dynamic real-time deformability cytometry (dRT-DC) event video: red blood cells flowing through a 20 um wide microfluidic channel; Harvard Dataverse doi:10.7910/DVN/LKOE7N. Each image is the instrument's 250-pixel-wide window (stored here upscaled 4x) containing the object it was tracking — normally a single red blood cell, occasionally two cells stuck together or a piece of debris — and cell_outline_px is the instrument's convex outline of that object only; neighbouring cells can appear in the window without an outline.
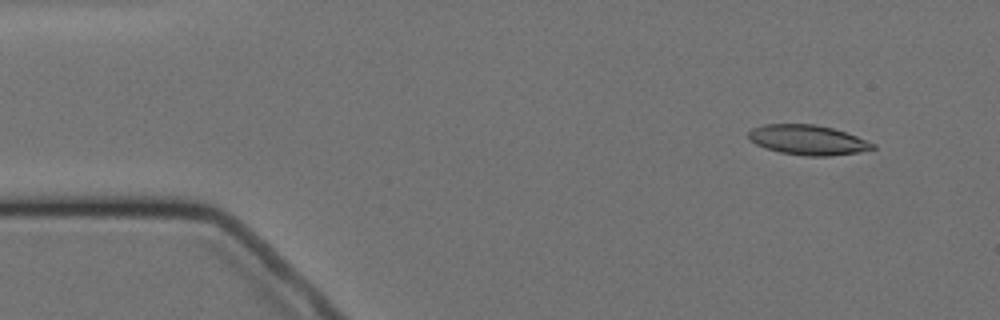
{"species": "Egyptian fruit bat (a non-hibernating species)", "species_latin": "Rousettus aegyptiacus", "temperature_condition": "cold", "stored_images_in_passage": 4, "camera_frame_rate_fps": 3000, "um_per_image_px": 0.085, "animal": {"sex": "female"}, "frame": {"image": 1, "passage_image": 2, "time_ms": 1.333, "image_size_px": [1000, 320], "cell_outline_px": [[876, 148], [856, 152], [832, 156], [804, 156], [780, 152], [764, 148], [756, 144], [748, 136], [748, 132], [752, 128], [764, 124], [816, 124], [832, 128], [856, 136], [876, 144]], "centroid_in_image_um": [68.65, 11.89], "position_along_channel_um": 16.4, "area_um2": 21.56}}